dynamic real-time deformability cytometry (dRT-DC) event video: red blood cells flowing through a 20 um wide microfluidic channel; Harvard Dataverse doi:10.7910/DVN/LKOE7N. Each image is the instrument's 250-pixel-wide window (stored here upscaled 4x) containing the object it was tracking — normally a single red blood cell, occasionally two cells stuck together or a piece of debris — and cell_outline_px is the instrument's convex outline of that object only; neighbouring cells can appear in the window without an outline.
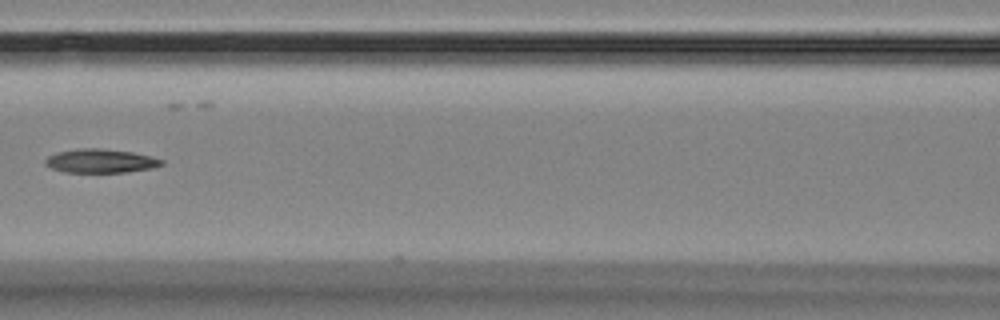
{"species": "Egyptian fruit bat (a non-hibernating species)", "species_latin": "Rousettus aegyptiacus", "temperature_condition": "room temperature", "stored_images_in_passage": 6, "camera_frame_rate_fps": 3000, "um_per_image_px": 0.085, "animal": {"sex": "female"}, "frame": {"image": 1, "passage_image": 6, "time_ms": 7.667, "image_size_px": [1000, 320], "cell_outline_px": [[164, 164], [152, 168], [128, 172], [64, 172], [52, 168], [44, 164], [44, 160], [48, 156], [60, 152], [84, 148], [100, 148], [132, 152], [164, 160]], "centroid_in_image_um": [8.56, 13.69], "position_along_channel_um": 158.0, "area_um2": 15.95}}